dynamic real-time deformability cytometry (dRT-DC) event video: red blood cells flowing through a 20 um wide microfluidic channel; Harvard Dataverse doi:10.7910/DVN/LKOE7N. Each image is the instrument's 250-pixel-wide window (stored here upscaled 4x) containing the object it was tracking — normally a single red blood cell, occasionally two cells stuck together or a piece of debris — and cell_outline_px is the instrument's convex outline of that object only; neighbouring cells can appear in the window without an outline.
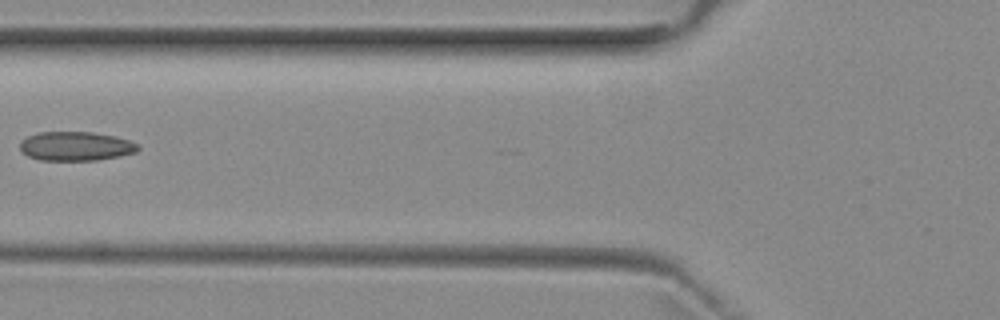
{"species": "common noctule bat (a hibernating species)", "species_latin": "Nyctalus noctula", "temperature_condition": "room temperature", "stored_images_in_passage": 5, "camera_frame_rate_fps": 3000, "um_per_image_px": 0.085, "animal": {"sex": "female", "body_mass_g": 29.2, "forearm_length_mm": 56.3}, "frame": {"image": 1, "passage_image": 4, "time_ms": 4.333, "image_size_px": [1000, 320], "cell_outline_px": [[140, 148], [136, 152], [96, 160], [40, 160], [28, 156], [20, 148], [20, 144], [28, 136], [40, 132], [92, 132], [116, 136], [128, 140], [136, 144]], "centroid_in_image_um": [6.44, 12.42], "position_along_channel_um": 119.4, "area_um2": 19.71}}
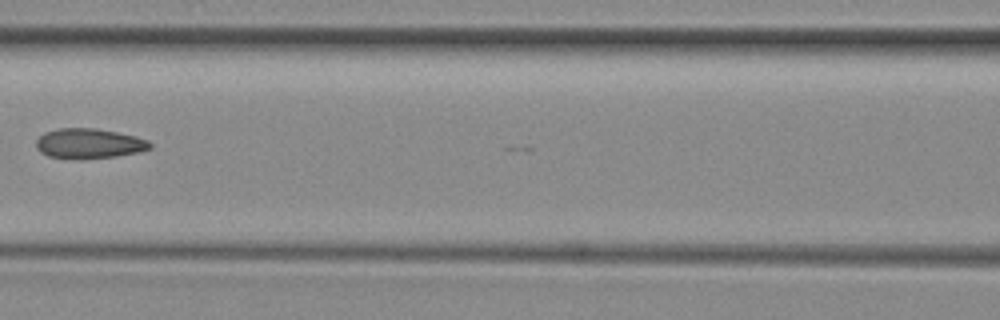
{"frame": {"image": 2, "passage_image": 5, "time_ms": 5.333, "image_size_px": [1000, 320], "cell_outline_px": [[152, 148], [140, 152], [116, 156], [84, 160], [80, 160], [48, 156], [40, 152], [36, 148], [36, 140], [44, 132], [60, 128], [96, 128], [136, 136], [148, 140], [152, 144]], "centroid_in_image_um": [7.57, 12.21], "position_along_channel_um": 159.0, "area_um2": 20.23}}